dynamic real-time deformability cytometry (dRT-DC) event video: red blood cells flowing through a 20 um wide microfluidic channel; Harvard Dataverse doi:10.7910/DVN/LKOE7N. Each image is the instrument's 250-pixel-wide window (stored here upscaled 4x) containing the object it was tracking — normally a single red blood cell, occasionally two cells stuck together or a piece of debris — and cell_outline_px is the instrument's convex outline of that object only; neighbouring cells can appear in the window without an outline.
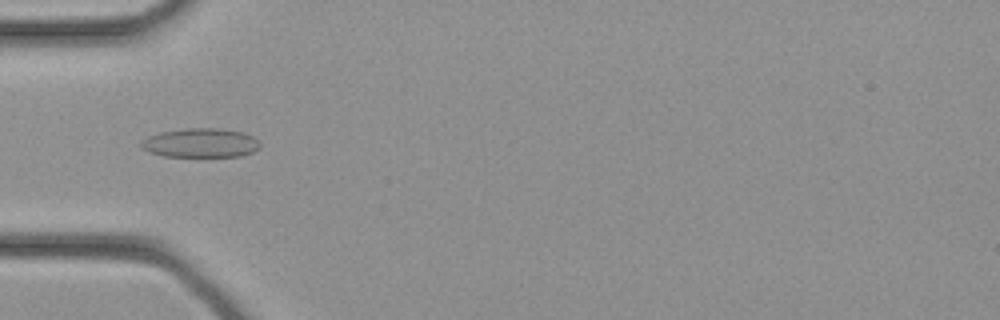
{"species": "common noctule bat (a hibernating species)", "species_latin": "Nyctalus noctula", "temperature_condition": "cold", "stored_images_in_passage": 31, "camera_frame_rate_fps": 3000, "um_per_image_px": 0.085, "animal": {"sex": "female", "body_mass_g": 21.9}, "frame": {"image": 1, "passage_image": 8, "time_ms": 2.333, "image_size_px": [1000, 320], "cell_outline_px": [[260, 148], [252, 152], [240, 156], [164, 156], [148, 152], [140, 148], [140, 140], [148, 136], [160, 132], [184, 128], [220, 128], [244, 132], [252, 136], [260, 144]], "centroid_in_image_um": [17.01, 12.14], "position_along_channel_um": 68.0, "area_um2": 20.35}}
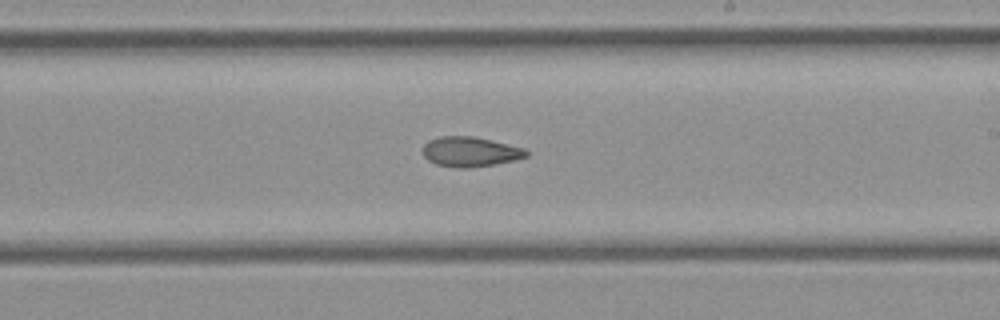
{"frame": {"image": 2, "passage_image": 17, "time_ms": 5.333, "image_size_px": [1000, 320], "cell_outline_px": [[528, 156], [496, 164], [468, 168], [456, 168], [436, 164], [428, 160], [424, 156], [424, 144], [428, 140], [440, 136], [476, 136], [524, 148], [528, 152]], "centroid_in_image_um": [39.96, 12.89], "position_along_channel_um": 249.0, "area_um2": 18.03}}
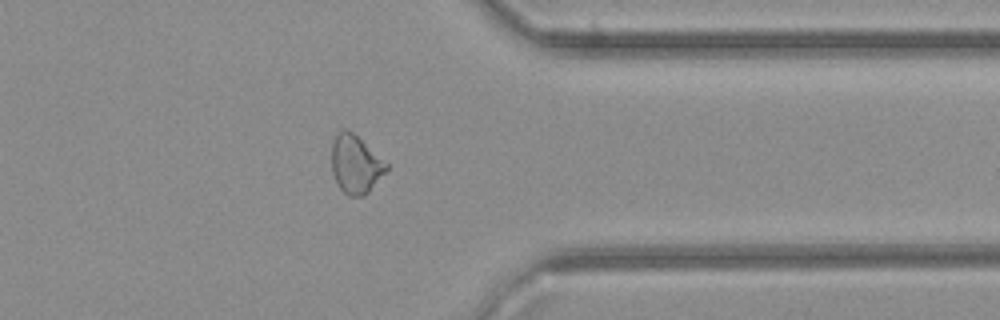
{"frame": {"image": 3, "passage_image": 24, "time_ms": 7.667, "image_size_px": [1000, 320], "cell_outline_px": [[388, 168], [368, 192], [364, 196], [348, 196], [336, 184], [332, 172], [332, 140], [336, 132], [344, 128], [352, 132], [388, 164]], "centroid_in_image_um": [30.18, 13.96], "position_along_channel_um": 381.2, "area_um2": 18.44}}